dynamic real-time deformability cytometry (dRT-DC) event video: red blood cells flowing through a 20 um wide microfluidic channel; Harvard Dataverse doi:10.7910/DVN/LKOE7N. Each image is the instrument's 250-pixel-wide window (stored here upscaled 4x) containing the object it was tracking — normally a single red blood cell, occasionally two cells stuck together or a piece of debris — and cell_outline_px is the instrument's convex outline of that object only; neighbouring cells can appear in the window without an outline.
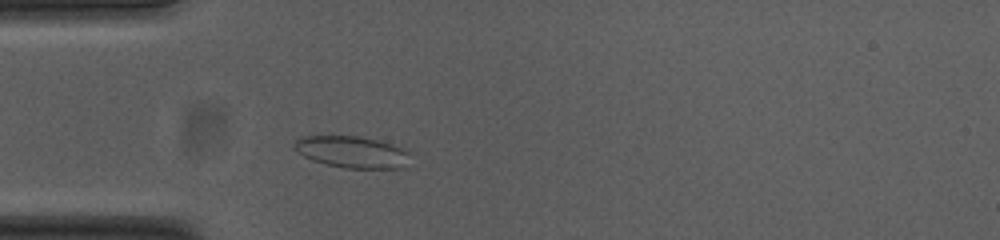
{"species": "common noctule bat (a hibernating species)", "species_latin": "Nyctalus noctula", "temperature_condition": "cold", "stored_images_in_passage": 47, "camera_frame_rate_fps": 3000, "um_per_image_px": 0.085, "animal": {"sex": "female", "body_mass_g": 23.0, "forearm_length_mm": 53.4}, "frame": {"image": 1, "passage_image": 8, "time_ms": 2.333, "image_size_px": [1000, 240], "cell_outline_px": [[408, 152], [400, 168], [344, 168], [312, 160], [304, 156], [292, 148], [292, 144], [296, 140], [304, 136], [360, 136], [392, 144]], "centroid_in_image_um": [29.8, 12.9], "position_along_channel_um": 55.2, "area_um2": 20.87}}
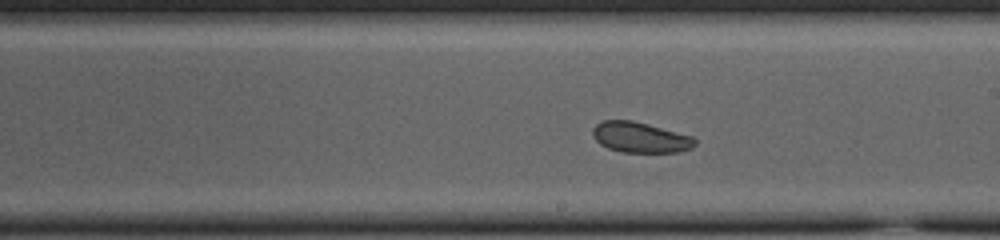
{"frame": {"image": 2, "passage_image": 23, "time_ms": 7.333, "image_size_px": [1000, 240], "cell_outline_px": [[696, 144], [692, 148], [680, 152], [620, 152], [608, 148], [600, 144], [592, 136], [592, 128], [600, 120], [632, 120], [648, 124], [692, 136], [696, 140]], "centroid_in_image_um": [54.4, 11.67], "position_along_channel_um": 234.6, "area_um2": 18.32}}
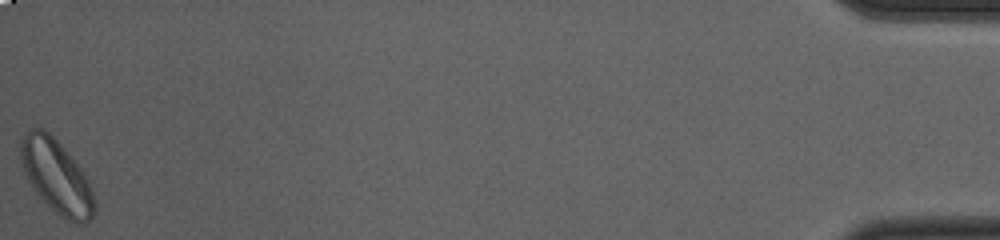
{"frame": {"image": 3, "passage_image": 47, "time_ms": 15.333, "image_size_px": [1000, 240], "cell_outline_px": [[96, 208], [92, 216], [84, 224], [76, 224], [64, 220], [36, 192], [28, 180], [20, 160], [20, 140], [24, 132], [28, 128], [44, 128], [60, 144], [80, 168], [92, 192], [96, 204]], "centroid_in_image_um": [4.77, 15.0], "position_along_channel_um": 430.4, "area_um2": 31.21}, "authors_computed_cell_mechanics": {"area_um2": 19.7098, "velocity_mm_per_s": 3.7026, "shape_relaxation_time_tau1_ms": 6.3787, "shape_relaxation_time_tau2_ms": 3.4198, "deformation_change_tau1": 0.0643, "deformation_change_tau2": 0.0709}}